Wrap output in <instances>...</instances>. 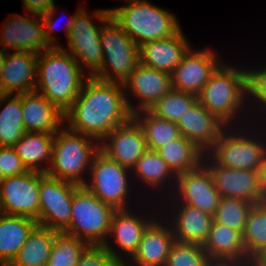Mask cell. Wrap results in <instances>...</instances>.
Listing matches in <instances>:
<instances>
[{
	"label": "cell",
	"mask_w": 266,
	"mask_h": 266,
	"mask_svg": "<svg viewBox=\"0 0 266 266\" xmlns=\"http://www.w3.org/2000/svg\"><path fill=\"white\" fill-rule=\"evenodd\" d=\"M124 92L121 83L88 77L73 105L64 113V125L100 143L115 127L133 117Z\"/></svg>",
	"instance_id": "1"
},
{
	"label": "cell",
	"mask_w": 266,
	"mask_h": 266,
	"mask_svg": "<svg viewBox=\"0 0 266 266\" xmlns=\"http://www.w3.org/2000/svg\"><path fill=\"white\" fill-rule=\"evenodd\" d=\"M203 163L208 167L221 197L236 198L260 204L258 171L231 169L218 165L207 153Z\"/></svg>",
	"instance_id": "19"
},
{
	"label": "cell",
	"mask_w": 266,
	"mask_h": 266,
	"mask_svg": "<svg viewBox=\"0 0 266 266\" xmlns=\"http://www.w3.org/2000/svg\"><path fill=\"white\" fill-rule=\"evenodd\" d=\"M180 134L193 142L205 154L220 139L228 127L211 114L198 100L186 110L177 123Z\"/></svg>",
	"instance_id": "22"
},
{
	"label": "cell",
	"mask_w": 266,
	"mask_h": 266,
	"mask_svg": "<svg viewBox=\"0 0 266 266\" xmlns=\"http://www.w3.org/2000/svg\"><path fill=\"white\" fill-rule=\"evenodd\" d=\"M37 56L29 51L5 52L0 75V94L21 95L35 90Z\"/></svg>",
	"instance_id": "21"
},
{
	"label": "cell",
	"mask_w": 266,
	"mask_h": 266,
	"mask_svg": "<svg viewBox=\"0 0 266 266\" xmlns=\"http://www.w3.org/2000/svg\"><path fill=\"white\" fill-rule=\"evenodd\" d=\"M196 100L197 96L193 94L172 89L160 98L149 111L158 118L178 123Z\"/></svg>",
	"instance_id": "36"
},
{
	"label": "cell",
	"mask_w": 266,
	"mask_h": 266,
	"mask_svg": "<svg viewBox=\"0 0 266 266\" xmlns=\"http://www.w3.org/2000/svg\"><path fill=\"white\" fill-rule=\"evenodd\" d=\"M58 233L37 225L8 266H46Z\"/></svg>",
	"instance_id": "30"
},
{
	"label": "cell",
	"mask_w": 266,
	"mask_h": 266,
	"mask_svg": "<svg viewBox=\"0 0 266 266\" xmlns=\"http://www.w3.org/2000/svg\"><path fill=\"white\" fill-rule=\"evenodd\" d=\"M79 187L40 172L38 225L64 232L70 224L72 196Z\"/></svg>",
	"instance_id": "10"
},
{
	"label": "cell",
	"mask_w": 266,
	"mask_h": 266,
	"mask_svg": "<svg viewBox=\"0 0 266 266\" xmlns=\"http://www.w3.org/2000/svg\"><path fill=\"white\" fill-rule=\"evenodd\" d=\"M4 176H3V174L1 173V171H0V186H1V183L4 181Z\"/></svg>",
	"instance_id": "48"
},
{
	"label": "cell",
	"mask_w": 266,
	"mask_h": 266,
	"mask_svg": "<svg viewBox=\"0 0 266 266\" xmlns=\"http://www.w3.org/2000/svg\"><path fill=\"white\" fill-rule=\"evenodd\" d=\"M133 117L142 127L147 147L150 150L157 151L168 142L181 136L177 123L158 118L149 110L134 113Z\"/></svg>",
	"instance_id": "33"
},
{
	"label": "cell",
	"mask_w": 266,
	"mask_h": 266,
	"mask_svg": "<svg viewBox=\"0 0 266 266\" xmlns=\"http://www.w3.org/2000/svg\"><path fill=\"white\" fill-rule=\"evenodd\" d=\"M174 241L172 229L160 213L148 225L141 237L137 251L123 266H165Z\"/></svg>",
	"instance_id": "20"
},
{
	"label": "cell",
	"mask_w": 266,
	"mask_h": 266,
	"mask_svg": "<svg viewBox=\"0 0 266 266\" xmlns=\"http://www.w3.org/2000/svg\"><path fill=\"white\" fill-rule=\"evenodd\" d=\"M88 76L63 47H52L37 56L35 91L65 113L77 98Z\"/></svg>",
	"instance_id": "2"
},
{
	"label": "cell",
	"mask_w": 266,
	"mask_h": 266,
	"mask_svg": "<svg viewBox=\"0 0 266 266\" xmlns=\"http://www.w3.org/2000/svg\"><path fill=\"white\" fill-rule=\"evenodd\" d=\"M244 125L238 128L233 126V129L227 127L207 154L226 168L259 171L266 161V132L262 131L264 126L259 131L253 128L249 131L251 126L245 129Z\"/></svg>",
	"instance_id": "7"
},
{
	"label": "cell",
	"mask_w": 266,
	"mask_h": 266,
	"mask_svg": "<svg viewBox=\"0 0 266 266\" xmlns=\"http://www.w3.org/2000/svg\"><path fill=\"white\" fill-rule=\"evenodd\" d=\"M230 65L231 63L222 62L217 67L203 86L197 100L228 127H238L242 126V120L239 124L235 121L242 119V112L248 109L246 71L245 68Z\"/></svg>",
	"instance_id": "3"
},
{
	"label": "cell",
	"mask_w": 266,
	"mask_h": 266,
	"mask_svg": "<svg viewBox=\"0 0 266 266\" xmlns=\"http://www.w3.org/2000/svg\"><path fill=\"white\" fill-rule=\"evenodd\" d=\"M37 225L33 218L0 212V266H8L13 261Z\"/></svg>",
	"instance_id": "27"
},
{
	"label": "cell",
	"mask_w": 266,
	"mask_h": 266,
	"mask_svg": "<svg viewBox=\"0 0 266 266\" xmlns=\"http://www.w3.org/2000/svg\"><path fill=\"white\" fill-rule=\"evenodd\" d=\"M263 67L260 68L256 67L254 69H252V67H250L251 69L245 68L246 89H247V99H248L247 105L249 106L247 108L250 109V111H246L244 113L247 114L248 112L250 114L247 115H252L255 112L253 115L255 116L257 114L256 112H259L258 116L259 115L263 116L261 118L259 117V119L261 120L260 121L261 123L259 124H262L261 126L266 124V123L263 124L264 120H265L264 122H266V66L264 65ZM251 109H252V114H251ZM254 109L256 110L254 111Z\"/></svg>",
	"instance_id": "38"
},
{
	"label": "cell",
	"mask_w": 266,
	"mask_h": 266,
	"mask_svg": "<svg viewBox=\"0 0 266 266\" xmlns=\"http://www.w3.org/2000/svg\"><path fill=\"white\" fill-rule=\"evenodd\" d=\"M55 12H56V7L55 5H53V8L50 11L41 15L42 22H43V28H44V35L51 47H62V45H59L57 41H55L56 39L53 37V34H52L53 31L57 30V28L55 27L56 22L54 21V16H53ZM74 18H75V15H72L70 20L66 24L65 32H66L67 38L70 32V29L73 25Z\"/></svg>",
	"instance_id": "42"
},
{
	"label": "cell",
	"mask_w": 266,
	"mask_h": 266,
	"mask_svg": "<svg viewBox=\"0 0 266 266\" xmlns=\"http://www.w3.org/2000/svg\"><path fill=\"white\" fill-rule=\"evenodd\" d=\"M127 5L111 8L110 15L138 46L148 41L170 38L181 26L176 15L147 0H123Z\"/></svg>",
	"instance_id": "5"
},
{
	"label": "cell",
	"mask_w": 266,
	"mask_h": 266,
	"mask_svg": "<svg viewBox=\"0 0 266 266\" xmlns=\"http://www.w3.org/2000/svg\"><path fill=\"white\" fill-rule=\"evenodd\" d=\"M131 173H133L131 176L135 175V180L133 181H136L138 178L137 181L139 180V182H141L139 185L143 183L148 188L150 187L153 192L158 190L156 192L159 193L160 191L161 193L163 190L165 191L168 188V192L166 194L172 195V191H174L177 176L154 150L148 149L145 151L137 160V163L131 170Z\"/></svg>",
	"instance_id": "28"
},
{
	"label": "cell",
	"mask_w": 266,
	"mask_h": 266,
	"mask_svg": "<svg viewBox=\"0 0 266 266\" xmlns=\"http://www.w3.org/2000/svg\"><path fill=\"white\" fill-rule=\"evenodd\" d=\"M168 205V213L166 210L165 214L161 211L162 209L160 212H163L162 216L166 217L175 240L203 245L211 229L213 216L188 204L171 203Z\"/></svg>",
	"instance_id": "23"
},
{
	"label": "cell",
	"mask_w": 266,
	"mask_h": 266,
	"mask_svg": "<svg viewBox=\"0 0 266 266\" xmlns=\"http://www.w3.org/2000/svg\"><path fill=\"white\" fill-rule=\"evenodd\" d=\"M4 55H5V51H3V50L0 48V75H1L2 65H3V58H4Z\"/></svg>",
	"instance_id": "47"
},
{
	"label": "cell",
	"mask_w": 266,
	"mask_h": 266,
	"mask_svg": "<svg viewBox=\"0 0 266 266\" xmlns=\"http://www.w3.org/2000/svg\"><path fill=\"white\" fill-rule=\"evenodd\" d=\"M2 103L4 104L2 108ZM0 146L13 147L26 132L21 95L0 94Z\"/></svg>",
	"instance_id": "32"
},
{
	"label": "cell",
	"mask_w": 266,
	"mask_h": 266,
	"mask_svg": "<svg viewBox=\"0 0 266 266\" xmlns=\"http://www.w3.org/2000/svg\"><path fill=\"white\" fill-rule=\"evenodd\" d=\"M253 266H266V258H261L252 262Z\"/></svg>",
	"instance_id": "46"
},
{
	"label": "cell",
	"mask_w": 266,
	"mask_h": 266,
	"mask_svg": "<svg viewBox=\"0 0 266 266\" xmlns=\"http://www.w3.org/2000/svg\"><path fill=\"white\" fill-rule=\"evenodd\" d=\"M101 27L102 24L96 26L84 6L79 7L67 38L69 48L64 49L74 57L88 77H94L102 68Z\"/></svg>",
	"instance_id": "11"
},
{
	"label": "cell",
	"mask_w": 266,
	"mask_h": 266,
	"mask_svg": "<svg viewBox=\"0 0 266 266\" xmlns=\"http://www.w3.org/2000/svg\"><path fill=\"white\" fill-rule=\"evenodd\" d=\"M114 211L113 207L80 186L72 196L70 224L63 233L84 240L89 245H104Z\"/></svg>",
	"instance_id": "8"
},
{
	"label": "cell",
	"mask_w": 266,
	"mask_h": 266,
	"mask_svg": "<svg viewBox=\"0 0 266 266\" xmlns=\"http://www.w3.org/2000/svg\"><path fill=\"white\" fill-rule=\"evenodd\" d=\"M222 63L212 49L190 48L171 75L172 89L198 96L212 73Z\"/></svg>",
	"instance_id": "18"
},
{
	"label": "cell",
	"mask_w": 266,
	"mask_h": 266,
	"mask_svg": "<svg viewBox=\"0 0 266 266\" xmlns=\"http://www.w3.org/2000/svg\"><path fill=\"white\" fill-rule=\"evenodd\" d=\"M202 246L212 262H252L247 256L243 234L214 220Z\"/></svg>",
	"instance_id": "26"
},
{
	"label": "cell",
	"mask_w": 266,
	"mask_h": 266,
	"mask_svg": "<svg viewBox=\"0 0 266 266\" xmlns=\"http://www.w3.org/2000/svg\"><path fill=\"white\" fill-rule=\"evenodd\" d=\"M25 14H11L4 22L0 31L1 49L5 52L29 51L40 54L52 48L45 38L41 15Z\"/></svg>",
	"instance_id": "15"
},
{
	"label": "cell",
	"mask_w": 266,
	"mask_h": 266,
	"mask_svg": "<svg viewBox=\"0 0 266 266\" xmlns=\"http://www.w3.org/2000/svg\"><path fill=\"white\" fill-rule=\"evenodd\" d=\"M89 244L81 239L59 232L46 266H76Z\"/></svg>",
	"instance_id": "35"
},
{
	"label": "cell",
	"mask_w": 266,
	"mask_h": 266,
	"mask_svg": "<svg viewBox=\"0 0 266 266\" xmlns=\"http://www.w3.org/2000/svg\"><path fill=\"white\" fill-rule=\"evenodd\" d=\"M26 13L44 14L55 5L54 0H22Z\"/></svg>",
	"instance_id": "43"
},
{
	"label": "cell",
	"mask_w": 266,
	"mask_h": 266,
	"mask_svg": "<svg viewBox=\"0 0 266 266\" xmlns=\"http://www.w3.org/2000/svg\"><path fill=\"white\" fill-rule=\"evenodd\" d=\"M210 266H253L252 262H213Z\"/></svg>",
	"instance_id": "45"
},
{
	"label": "cell",
	"mask_w": 266,
	"mask_h": 266,
	"mask_svg": "<svg viewBox=\"0 0 266 266\" xmlns=\"http://www.w3.org/2000/svg\"><path fill=\"white\" fill-rule=\"evenodd\" d=\"M148 150L145 135L137 120L115 127L101 142L100 151L110 160L132 170L137 160Z\"/></svg>",
	"instance_id": "17"
},
{
	"label": "cell",
	"mask_w": 266,
	"mask_h": 266,
	"mask_svg": "<svg viewBox=\"0 0 266 266\" xmlns=\"http://www.w3.org/2000/svg\"><path fill=\"white\" fill-rule=\"evenodd\" d=\"M254 204L236 199L221 197L213 220L243 234L248 218V213Z\"/></svg>",
	"instance_id": "37"
},
{
	"label": "cell",
	"mask_w": 266,
	"mask_h": 266,
	"mask_svg": "<svg viewBox=\"0 0 266 266\" xmlns=\"http://www.w3.org/2000/svg\"><path fill=\"white\" fill-rule=\"evenodd\" d=\"M26 132L56 133L64 126V113L37 91L21 94Z\"/></svg>",
	"instance_id": "25"
},
{
	"label": "cell",
	"mask_w": 266,
	"mask_h": 266,
	"mask_svg": "<svg viewBox=\"0 0 266 266\" xmlns=\"http://www.w3.org/2000/svg\"><path fill=\"white\" fill-rule=\"evenodd\" d=\"M174 190L169 200L162 201V204L171 200L168 203L188 204L210 216L215 215L221 196L203 162L197 168L177 175Z\"/></svg>",
	"instance_id": "12"
},
{
	"label": "cell",
	"mask_w": 266,
	"mask_h": 266,
	"mask_svg": "<svg viewBox=\"0 0 266 266\" xmlns=\"http://www.w3.org/2000/svg\"><path fill=\"white\" fill-rule=\"evenodd\" d=\"M93 13L103 23L100 31L102 68L94 78L123 84L140 63L139 46L110 15V9H98Z\"/></svg>",
	"instance_id": "4"
},
{
	"label": "cell",
	"mask_w": 266,
	"mask_h": 266,
	"mask_svg": "<svg viewBox=\"0 0 266 266\" xmlns=\"http://www.w3.org/2000/svg\"><path fill=\"white\" fill-rule=\"evenodd\" d=\"M54 136L55 133L25 132L13 146L28 171H48L53 155Z\"/></svg>",
	"instance_id": "29"
},
{
	"label": "cell",
	"mask_w": 266,
	"mask_h": 266,
	"mask_svg": "<svg viewBox=\"0 0 266 266\" xmlns=\"http://www.w3.org/2000/svg\"><path fill=\"white\" fill-rule=\"evenodd\" d=\"M156 152L176 176L197 168L203 162L205 155L193 142L182 135Z\"/></svg>",
	"instance_id": "31"
},
{
	"label": "cell",
	"mask_w": 266,
	"mask_h": 266,
	"mask_svg": "<svg viewBox=\"0 0 266 266\" xmlns=\"http://www.w3.org/2000/svg\"><path fill=\"white\" fill-rule=\"evenodd\" d=\"M129 173L131 174L130 169L110 160L99 151L92 160L89 170L90 180L83 186L115 210L128 209L127 198L131 196L130 183L134 179Z\"/></svg>",
	"instance_id": "9"
},
{
	"label": "cell",
	"mask_w": 266,
	"mask_h": 266,
	"mask_svg": "<svg viewBox=\"0 0 266 266\" xmlns=\"http://www.w3.org/2000/svg\"><path fill=\"white\" fill-rule=\"evenodd\" d=\"M123 88L130 111L133 114L138 113L149 110L160 98L172 90L171 75L139 63L123 82ZM130 95L139 100L136 105L129 100Z\"/></svg>",
	"instance_id": "16"
},
{
	"label": "cell",
	"mask_w": 266,
	"mask_h": 266,
	"mask_svg": "<svg viewBox=\"0 0 266 266\" xmlns=\"http://www.w3.org/2000/svg\"><path fill=\"white\" fill-rule=\"evenodd\" d=\"M76 266H123L103 245H89Z\"/></svg>",
	"instance_id": "40"
},
{
	"label": "cell",
	"mask_w": 266,
	"mask_h": 266,
	"mask_svg": "<svg viewBox=\"0 0 266 266\" xmlns=\"http://www.w3.org/2000/svg\"><path fill=\"white\" fill-rule=\"evenodd\" d=\"M91 140H93L91 142ZM100 143L92 137L69 130L65 125L55 133L53 155L46 174L83 186Z\"/></svg>",
	"instance_id": "6"
},
{
	"label": "cell",
	"mask_w": 266,
	"mask_h": 266,
	"mask_svg": "<svg viewBox=\"0 0 266 266\" xmlns=\"http://www.w3.org/2000/svg\"><path fill=\"white\" fill-rule=\"evenodd\" d=\"M40 172L27 171L5 177L0 186V212L9 215L39 217Z\"/></svg>",
	"instance_id": "14"
},
{
	"label": "cell",
	"mask_w": 266,
	"mask_h": 266,
	"mask_svg": "<svg viewBox=\"0 0 266 266\" xmlns=\"http://www.w3.org/2000/svg\"><path fill=\"white\" fill-rule=\"evenodd\" d=\"M156 212L158 214H156ZM156 212L154 215L152 213V216L148 215L151 214L150 212L147 213V215H145L146 213L144 212L139 216L138 213L130 212L129 208L115 210L111 219L109 236L103 245L105 249L117 259L118 262L124 265L137 251L141 237L148 225L160 214V211ZM110 238L111 242H114L116 246L111 245L114 243L110 242ZM116 248H118V250H116Z\"/></svg>",
	"instance_id": "13"
},
{
	"label": "cell",
	"mask_w": 266,
	"mask_h": 266,
	"mask_svg": "<svg viewBox=\"0 0 266 266\" xmlns=\"http://www.w3.org/2000/svg\"><path fill=\"white\" fill-rule=\"evenodd\" d=\"M0 171L4 177H11L28 170L13 147L0 146Z\"/></svg>",
	"instance_id": "41"
},
{
	"label": "cell",
	"mask_w": 266,
	"mask_h": 266,
	"mask_svg": "<svg viewBox=\"0 0 266 266\" xmlns=\"http://www.w3.org/2000/svg\"><path fill=\"white\" fill-rule=\"evenodd\" d=\"M212 263L202 245L175 240L165 266H210Z\"/></svg>",
	"instance_id": "39"
},
{
	"label": "cell",
	"mask_w": 266,
	"mask_h": 266,
	"mask_svg": "<svg viewBox=\"0 0 266 266\" xmlns=\"http://www.w3.org/2000/svg\"><path fill=\"white\" fill-rule=\"evenodd\" d=\"M259 175V192H260V204L266 205V161L258 171Z\"/></svg>",
	"instance_id": "44"
},
{
	"label": "cell",
	"mask_w": 266,
	"mask_h": 266,
	"mask_svg": "<svg viewBox=\"0 0 266 266\" xmlns=\"http://www.w3.org/2000/svg\"><path fill=\"white\" fill-rule=\"evenodd\" d=\"M192 45L182 29L170 38L148 41L139 46L140 63L171 74Z\"/></svg>",
	"instance_id": "24"
},
{
	"label": "cell",
	"mask_w": 266,
	"mask_h": 266,
	"mask_svg": "<svg viewBox=\"0 0 266 266\" xmlns=\"http://www.w3.org/2000/svg\"><path fill=\"white\" fill-rule=\"evenodd\" d=\"M243 243L251 261L266 258V205H253L243 232Z\"/></svg>",
	"instance_id": "34"
}]
</instances>
